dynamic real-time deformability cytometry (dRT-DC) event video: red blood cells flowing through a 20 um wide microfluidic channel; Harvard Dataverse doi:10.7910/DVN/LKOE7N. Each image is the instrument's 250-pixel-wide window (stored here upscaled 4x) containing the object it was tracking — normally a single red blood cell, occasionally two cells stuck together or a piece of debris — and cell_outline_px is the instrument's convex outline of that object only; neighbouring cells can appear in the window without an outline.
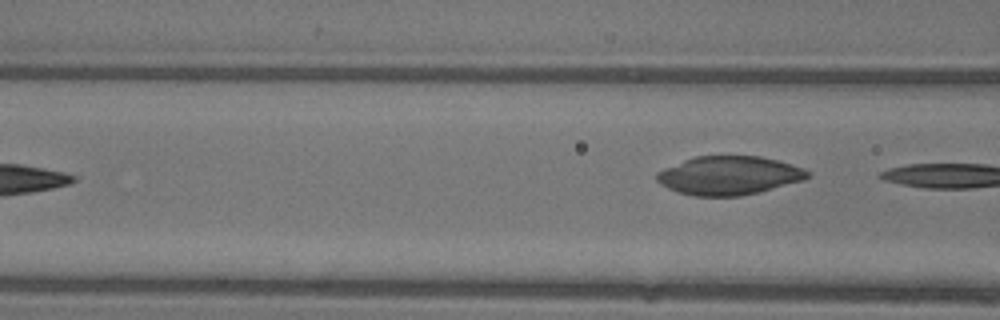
{"species": "common noctule bat (a hibernating species)", "species_latin": "Nyctalus noctula", "temperature_condition": "warm", "stored_images_in_passage": 8, "camera_frame_rate_fps": 3000, "um_per_image_px": 0.085, "animal": {"sex": "female"}, "frame": {"image": 1, "passage_image": 8, "time_ms": 2.333, "image_size_px": [1000, 320], "cell_outline_px": [[812, 176], [804, 180], [760, 192], [740, 196], [696, 196], [676, 192], [660, 184], [656, 180], [656, 172], [664, 168], [684, 160], [696, 156], [760, 156], [776, 160], [804, 168], [812, 172]], "centroid_in_image_um": [61.98, 14.92], "position_along_channel_um": 104.6, "area_um2": 34.16}}